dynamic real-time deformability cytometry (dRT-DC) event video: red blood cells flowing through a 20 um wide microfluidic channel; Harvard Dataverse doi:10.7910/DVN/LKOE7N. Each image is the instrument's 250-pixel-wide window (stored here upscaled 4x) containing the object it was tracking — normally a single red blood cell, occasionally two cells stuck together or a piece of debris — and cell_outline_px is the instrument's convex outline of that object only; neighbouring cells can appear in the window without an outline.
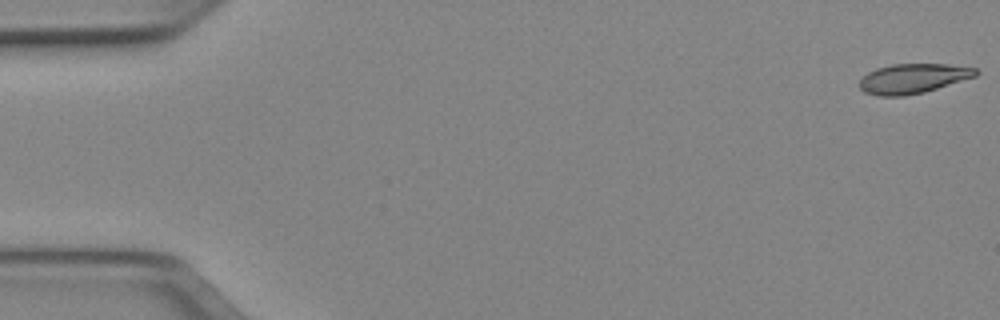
{"species": "Egyptian fruit bat (a non-hibernating species)", "species_latin": "Rousettus aegyptiacus", "temperature_condition": "cold", "stored_images_in_passage": 51, "camera_frame_rate_fps": 3000, "um_per_image_px": 0.085, "animal": {"sex": "female"}, "frame": {"image": 1, "passage_image": 1, "time_ms": 0.0, "image_size_px": [1000, 320], "cell_outline_px": [[980, 72], [976, 76], [924, 92], [904, 96], [880, 96], [864, 92], [860, 88], [860, 80], [868, 72], [876, 68], [892, 64], [948, 64], [976, 68]], "centroid_in_image_um": [77.61, 6.67], "position_along_channel_um": 7.4, "area_um2": 20.06}}
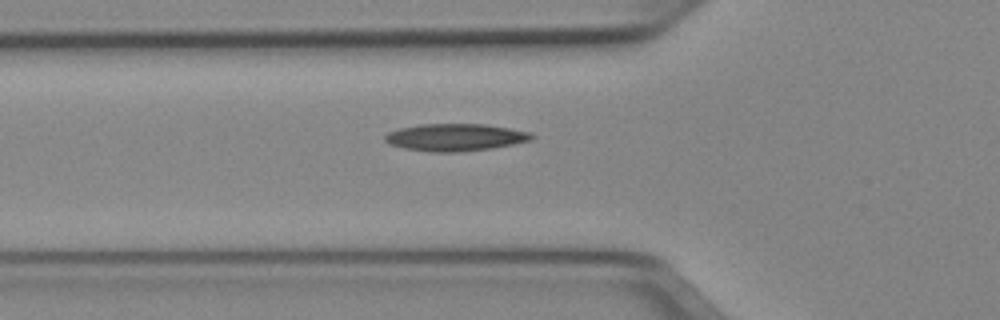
{"frame": {"image": 2, "passage_image": 18, "time_ms": 5.667, "image_size_px": [1000, 320], "cell_outline_px": [[536, 136], [532, 140], [492, 148], [460, 152], [428, 152], [404, 148], [388, 144], [384, 140], [384, 136], [388, 132], [400, 128], [420, 124], [484, 124], [532, 132]], "centroid_in_image_um": [38.69, 11.67], "position_along_channel_um": 87.1, "area_um2": 23.47}}
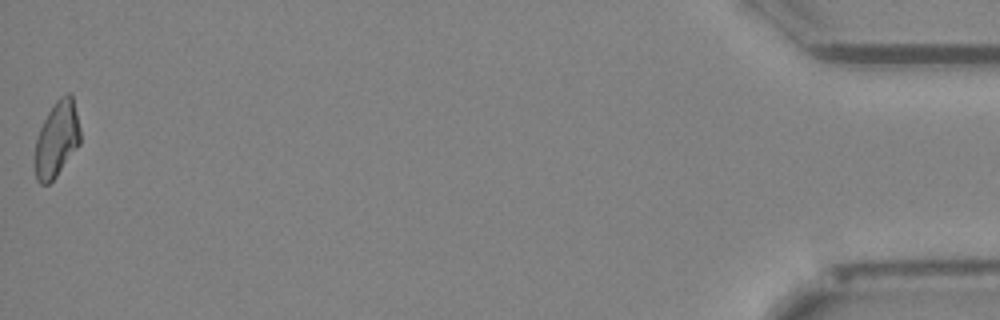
{"frame": {"image": 3, "passage_image": 51, "time_ms": 16.667, "image_size_px": [1000, 320], "cell_outline_px": [[80, 144], [56, 176], [48, 184], [40, 184], [36, 180], [36, 136], [48, 112], [56, 100], [60, 96], [68, 92], [72, 96], [80, 128]], "centroid_in_image_um": [4.84, 11.82], "position_along_channel_um": 430.4, "area_um2": 19.71}, "authors_computed_cell_mechanics": {"area_um2": 21.0392, "velocity_mm_per_s": 3.9905, "shape_relaxation_time_tau1_ms": 6.2137, "shape_relaxation_time_tau2_ms": 9.1616, "deformation_change_tau1": 0.1811, "deformation_change_tau2": 0.2064}}